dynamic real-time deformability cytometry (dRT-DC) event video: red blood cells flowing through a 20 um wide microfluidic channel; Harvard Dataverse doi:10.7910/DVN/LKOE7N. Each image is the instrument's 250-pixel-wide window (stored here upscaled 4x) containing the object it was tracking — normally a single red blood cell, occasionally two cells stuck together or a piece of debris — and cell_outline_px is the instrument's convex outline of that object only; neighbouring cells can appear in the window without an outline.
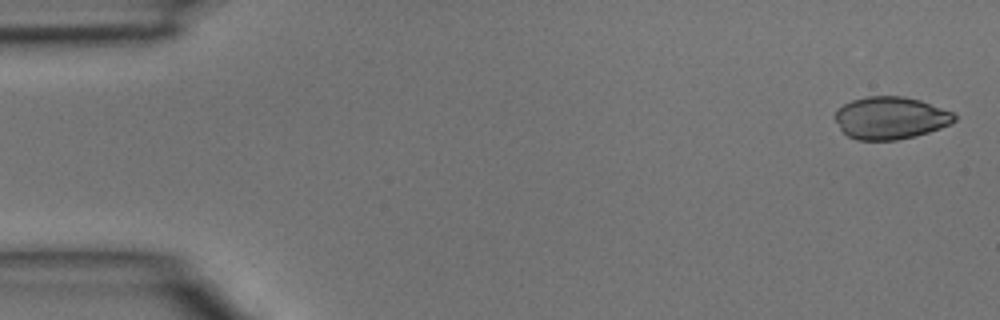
{"species": "common noctule bat (a hibernating species)", "species_latin": "Nyctalus noctula", "temperature_condition": "room temperature", "stored_images_in_passage": 43, "camera_frame_rate_fps": 3000, "um_per_image_px": 0.085, "animal": {"sex": "male", "body_mass_g": 15.6}, "frame": {"image": 1, "passage_image": 1, "time_ms": 0.0, "image_size_px": [1000, 320], "cell_outline_px": [[956, 120], [940, 128], [916, 136], [896, 140], [860, 140], [848, 136], [840, 128], [832, 116], [844, 104], [852, 100], [868, 96], [904, 96], [920, 100], [952, 112], [956, 116]], "centroid_in_image_um": [75.67, 10.02], "position_along_channel_um": 9.3, "area_um2": 29.36}}
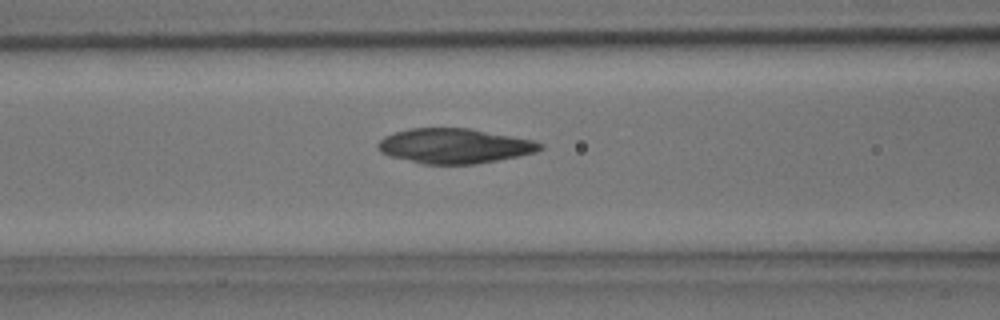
{"frame": {"image": 2, "passage_image": 17, "time_ms": 5.333, "image_size_px": [1000, 320], "cell_outline_px": [[544, 148], [536, 152], [476, 164], [424, 164], [388, 156], [380, 152], [376, 148], [376, 144], [384, 136], [396, 132], [412, 128], [468, 128], [512, 136], [532, 140], [544, 144]], "centroid_in_image_um": [38.59, 12.41], "position_along_channel_um": 128.0, "area_um2": 32.89}}
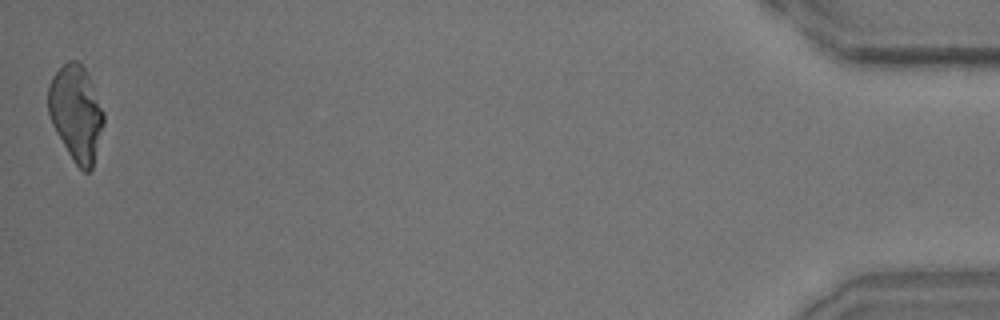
{"frame": {"image": 3, "passage_image": 43, "time_ms": 14.0, "image_size_px": [1000, 320], "cell_outline_px": [[104, 124], [92, 168], [88, 172], [84, 172], [72, 160], [56, 132], [52, 124], [48, 112], [48, 84], [52, 76], [68, 60], [76, 60], [84, 68], [88, 76], [104, 112]], "centroid_in_image_um": [6.46, 9.63], "position_along_channel_um": 428.7, "area_um2": 30.63}}